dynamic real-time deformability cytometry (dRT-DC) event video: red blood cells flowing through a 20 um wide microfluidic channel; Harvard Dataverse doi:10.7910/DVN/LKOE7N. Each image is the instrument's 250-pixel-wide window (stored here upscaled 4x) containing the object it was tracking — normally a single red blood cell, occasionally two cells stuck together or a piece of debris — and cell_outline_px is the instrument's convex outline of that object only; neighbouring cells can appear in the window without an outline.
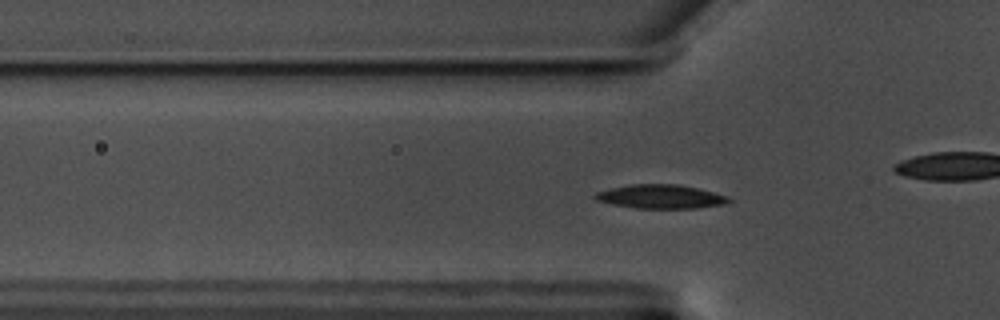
{"species": "common noctule bat (a hibernating species)", "species_latin": "Nyctalus noctula", "temperature_condition": "warm", "stored_images_in_passage": 43, "camera_frame_rate_fps": 3000, "um_per_image_px": 0.085, "animal": {"sex": "male", "body_mass_g": 17.5, "forearm_length_mm": 52.3}, "frame": {"image": 1, "passage_image": 2, "time_ms": 0.333, "image_size_px": [1000, 320], "cell_outline_px": [[732, 200], [724, 204], [696, 208], [636, 208], [612, 204], [596, 200], [592, 196], [596, 192], [612, 188], [632, 184], [676, 184], [696, 188], [728, 196]], "centroid_in_image_um": [56.14, 16.71], "position_along_channel_um": 69.7, "area_um2": 18.38}}
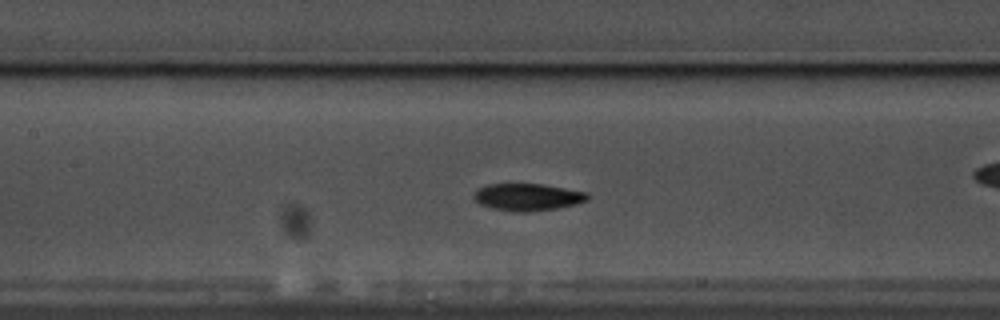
{"frame": {"image": 2, "passage_image": 10, "time_ms": 3.0, "image_size_px": [1000, 320], "cell_outline_px": [[588, 200], [576, 204], [560, 208], [532, 212], [512, 212], [492, 208], [480, 204], [472, 200], [472, 196], [480, 188], [488, 184], [544, 184], [588, 192]], "centroid_in_image_um": [44.86, 16.76], "position_along_channel_um": 162.5, "area_um2": 18.26}}
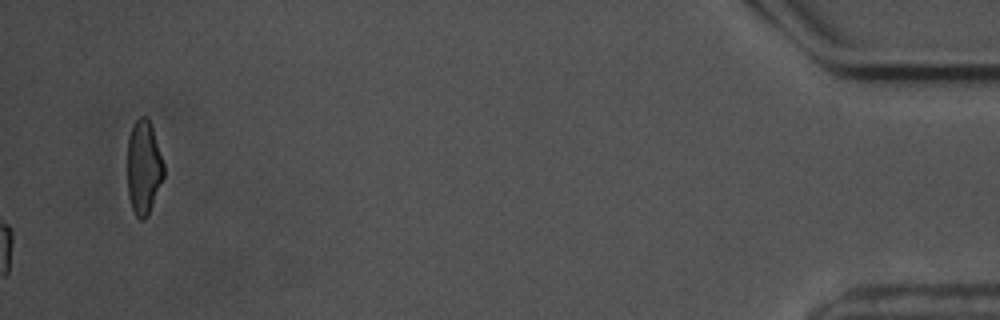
{"frame": {"image": 3, "passage_image": 43, "time_ms": 14.0, "image_size_px": [1000, 320], "cell_outline_px": [[164, 176], [152, 204], [144, 220], [140, 220], [136, 216], [132, 208], [128, 196], [128, 136], [136, 120], [140, 116], [148, 116], [152, 124], [164, 164]], "centroid_in_image_um": [12.21, 14.17], "position_along_channel_um": 423.0, "area_um2": 19.88}, "authors_computed_cell_mechanics": {"area_um2": 18.0336, "velocity_mm_per_s": 3.4918, "shape_relaxation_time_tau1_ms": 2.8201, "shape_relaxation_time_tau2_ms": 4.3826, "deformation_change_tau1": 0.1265, "deformation_change_tau2": 0.0808}}